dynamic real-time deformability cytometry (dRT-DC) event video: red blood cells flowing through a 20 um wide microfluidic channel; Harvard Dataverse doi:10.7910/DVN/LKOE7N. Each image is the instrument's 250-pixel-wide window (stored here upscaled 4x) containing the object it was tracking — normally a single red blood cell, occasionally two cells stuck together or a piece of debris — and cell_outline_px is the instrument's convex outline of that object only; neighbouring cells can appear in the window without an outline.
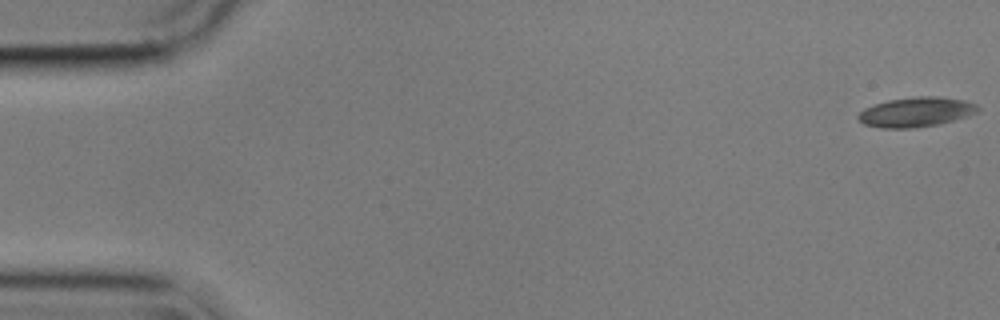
{"species": "common noctule bat (a hibernating species)", "species_latin": "Nyctalus noctula", "temperature_condition": "cold", "stored_images_in_passage": 12, "camera_frame_rate_fps": 3000, "um_per_image_px": 0.085, "animal": {"sex": "male", "body_mass_g": 17.9}, "frame": {"image": 1, "passage_image": 1, "time_ms": 0.0, "image_size_px": [1000, 320], "cell_outline_px": [[980, 108], [976, 112], [968, 116], [940, 124], [912, 128], [884, 128], [864, 124], [856, 116], [864, 108], [888, 100], [916, 96], [940, 96], [964, 100], [976, 104]], "centroid_in_image_um": [77.88, 9.52], "position_along_channel_um": 7.1, "area_um2": 20.69}}